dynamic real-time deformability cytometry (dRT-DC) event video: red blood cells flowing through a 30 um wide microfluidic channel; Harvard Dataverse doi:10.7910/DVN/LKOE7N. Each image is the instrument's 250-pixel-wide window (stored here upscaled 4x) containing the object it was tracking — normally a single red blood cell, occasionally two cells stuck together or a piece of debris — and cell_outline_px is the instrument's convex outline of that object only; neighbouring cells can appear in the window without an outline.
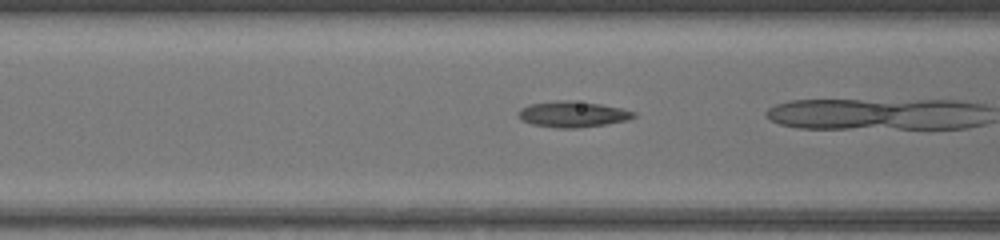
{"species": "common noctule bat (a hibernating species)", "species_latin": "Nyctalus noctula", "temperature_condition": "warm", "stored_images_in_passage": 20, "camera_frame_rate_fps": 3000, "um_per_image_px": 0.085, "animal": {"sex": "female", "body_mass_g": 17.0, "forearm_length_mm": 48.0}, "frame": {"image": 1, "passage_image": 19, "time_ms": 6.0, "image_size_px": [1000, 240], "cell_outline_px": [[636, 116], [628, 120], [604, 124], [576, 128], [560, 128], [532, 124], [520, 120], [520, 108], [528, 104], [564, 100], [568, 100], [600, 104], [620, 108], [636, 112]], "centroid_in_image_um": [48.68, 9.71], "position_along_channel_um": 117.9, "area_um2": 17.17}}